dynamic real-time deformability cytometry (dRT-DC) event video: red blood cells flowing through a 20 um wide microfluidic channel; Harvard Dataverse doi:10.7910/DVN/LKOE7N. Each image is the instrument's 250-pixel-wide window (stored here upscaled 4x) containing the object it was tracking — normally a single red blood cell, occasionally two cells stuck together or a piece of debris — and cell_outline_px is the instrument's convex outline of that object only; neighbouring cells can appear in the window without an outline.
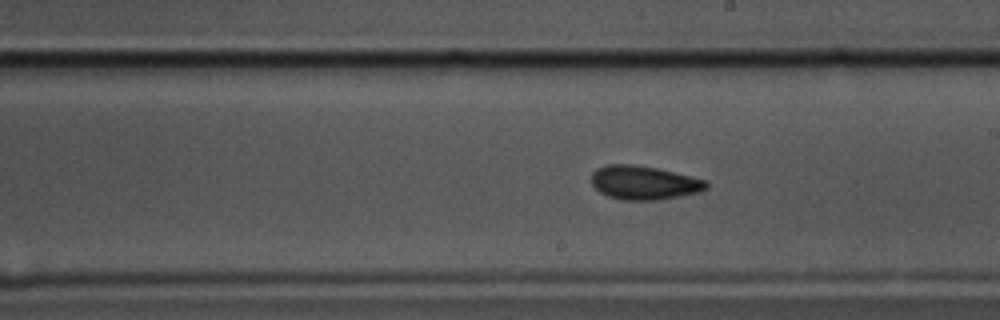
{"species": "common noctule bat (a hibernating species)", "species_latin": "Nyctalus noctula", "temperature_condition": "cold", "stored_images_in_passage": 53, "camera_frame_rate_fps": 3000, "um_per_image_px": 0.085, "animal": {"sex": "male", "body_mass_g": 17.5, "forearm_length_mm": 52.3}, "frame": {"image": 1, "passage_image": 27, "time_ms": 8.667, "image_size_px": [1000, 320], "cell_outline_px": [[708, 188], [696, 192], [656, 200], [620, 200], [608, 196], [600, 192], [592, 184], [592, 172], [596, 168], [604, 164], [632, 164], [656, 168], [708, 180]], "centroid_in_image_um": [54.7, 15.51], "position_along_channel_um": 234.3, "area_um2": 22.54}}
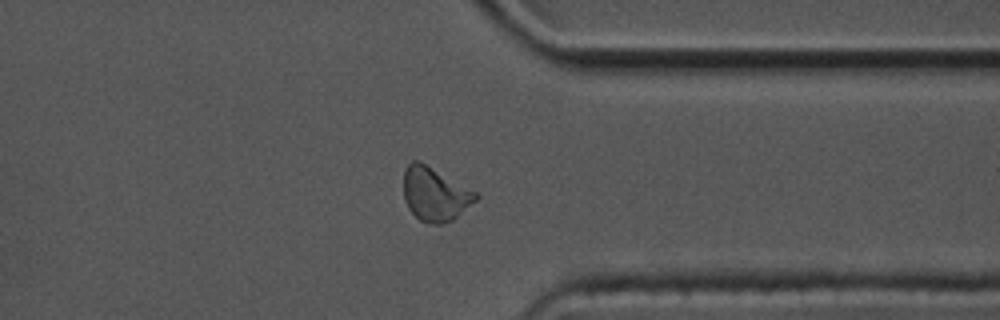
{"frame": {"image": 2, "passage_image": 40, "time_ms": 13.0, "image_size_px": [1000, 320], "cell_outline_px": [[480, 196], [476, 200], [452, 220], [444, 224], [428, 224], [420, 220], [408, 208], [404, 200], [404, 168], [412, 160], [420, 160], [476, 192]], "centroid_in_image_um": [36.94, 16.49], "position_along_channel_um": 374.5, "area_um2": 22.6}}
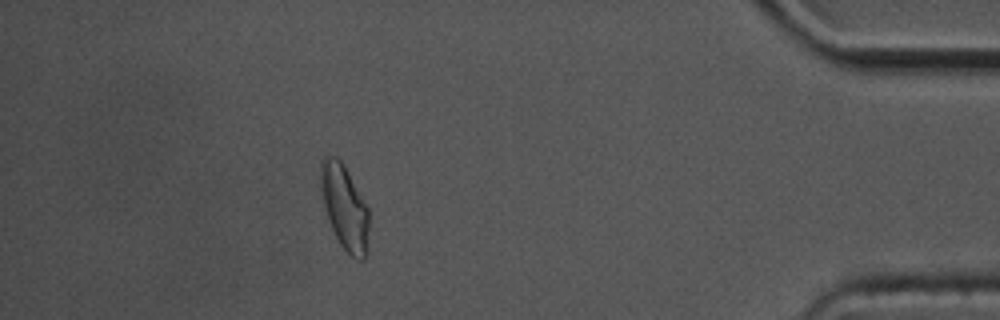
{"frame": {"image": 3, "passage_image": 47, "time_ms": 15.333, "image_size_px": [1000, 320], "cell_outline_px": [[368, 252], [364, 260], [356, 260], [340, 244], [332, 228], [324, 204], [320, 180], [320, 160], [324, 156], [336, 156], [344, 164], [368, 208]], "centroid_in_image_um": [29.3, 17.61], "position_along_channel_um": 405.9, "area_um2": 23.64}, "authors_computed_cell_mechanics": {"area_um2": 22.3686, "velocity_mm_per_s": 3.3153, "shape_relaxation_time_tau1_ms": 3.8363, "shape_relaxation_time_tau2_ms": 5.483, "deformation_change_tau1": 0.1097, "deformation_change_tau2": 0.1004}}